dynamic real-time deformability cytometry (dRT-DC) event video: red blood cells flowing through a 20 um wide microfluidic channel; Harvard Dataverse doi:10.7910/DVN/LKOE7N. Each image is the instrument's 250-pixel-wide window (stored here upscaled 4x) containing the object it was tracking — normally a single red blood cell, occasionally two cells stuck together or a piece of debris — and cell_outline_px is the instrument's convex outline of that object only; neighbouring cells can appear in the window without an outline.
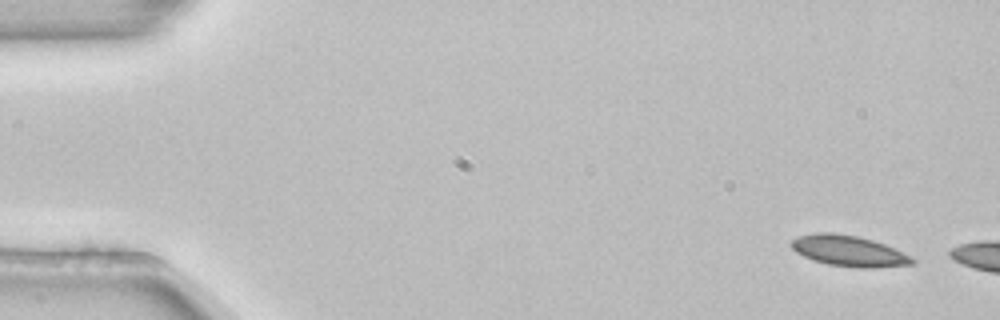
{"species": "common noctule bat (a hibernating species)", "species_latin": "Nyctalus noctula", "temperature_condition": "room temperature", "stored_images_in_passage": 2, "camera_frame_rate_fps": 3000, "um_per_image_px": 0.085, "animal": {"sex": "female", "body_mass_g": 22.7, "forearm_length_mm": 54.2}, "frame": {"image": 1, "passage_image": 1, "time_ms": 0.0, "image_size_px": [1000, 320], "cell_outline_px": [[916, 260], [912, 264], [876, 268], [860, 268], [828, 264], [812, 260], [796, 252], [788, 244], [792, 240], [800, 236], [816, 232], [832, 232], [856, 236], [872, 240], [884, 244], [912, 256]], "centroid_in_image_um": [72.14, 21.33], "position_along_channel_um": 12.9, "area_um2": 21.73}}